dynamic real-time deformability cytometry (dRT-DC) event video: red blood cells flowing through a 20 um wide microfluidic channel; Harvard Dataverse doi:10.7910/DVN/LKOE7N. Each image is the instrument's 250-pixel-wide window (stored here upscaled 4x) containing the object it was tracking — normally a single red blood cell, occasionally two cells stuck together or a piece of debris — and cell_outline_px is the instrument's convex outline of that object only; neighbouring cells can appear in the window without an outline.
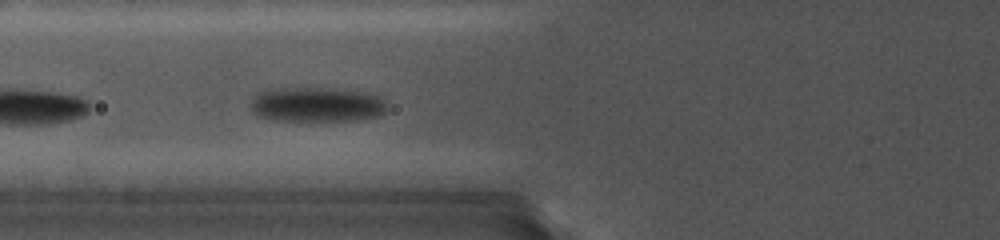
{"species": "common noctule bat (a hibernating species)", "species_latin": "Nyctalus noctula", "temperature_condition": "cold", "stored_images_in_passage": 12, "camera_frame_rate_fps": 5000, "um_per_image_px": 0.085, "animal": {"sex": "female", "body_mass_g": 19.0, "forearm_length_mm": 56.7}, "frame": {"image": 1, "passage_image": 6, "time_ms": 1.4, "image_size_px": [1000, 240], "cell_outline_px": [[388, 108], [380, 116], [360, 120], [272, 120], [260, 116], [252, 112], [252, 100], [256, 92], [272, 88], [348, 88], [368, 92], [380, 96], [384, 100]], "centroid_in_image_um": [26.98, 8.86], "position_along_channel_um": 98.8, "area_um2": 28.15}}